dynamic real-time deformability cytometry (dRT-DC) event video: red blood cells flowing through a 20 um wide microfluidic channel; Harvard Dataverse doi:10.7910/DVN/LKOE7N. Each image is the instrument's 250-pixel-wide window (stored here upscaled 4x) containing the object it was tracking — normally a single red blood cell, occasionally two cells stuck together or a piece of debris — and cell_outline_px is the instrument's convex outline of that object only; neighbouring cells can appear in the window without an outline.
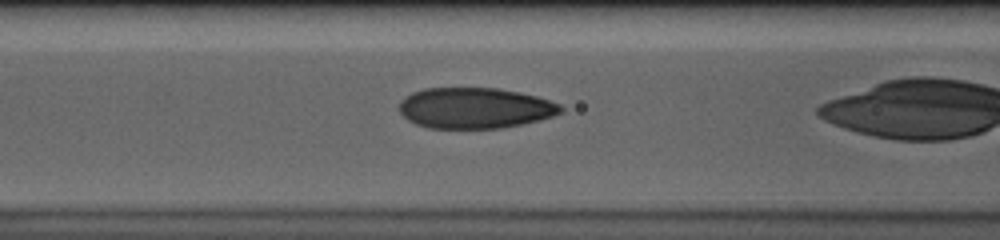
{"species": "human", "species_latin": "Homo sapiens", "temperature_condition": "cold", "stored_images_in_passage": 41, "camera_frame_rate_fps": 3000, "um_per_image_px": 0.085, "donor": {"sex": "male"}, "frame": {"image": 1, "passage_image": 20, "time_ms": 6.333, "image_size_px": [1000, 240], "cell_outline_px": [[564, 108], [560, 112], [552, 116], [540, 120], [500, 128], [428, 128], [416, 124], [408, 120], [400, 112], [400, 100], [412, 92], [424, 88], [496, 88], [520, 92], [536, 96], [560, 104]], "centroid_in_image_um": [40.35, 9.18], "position_along_channel_um": 126.2, "area_um2": 38.32}}
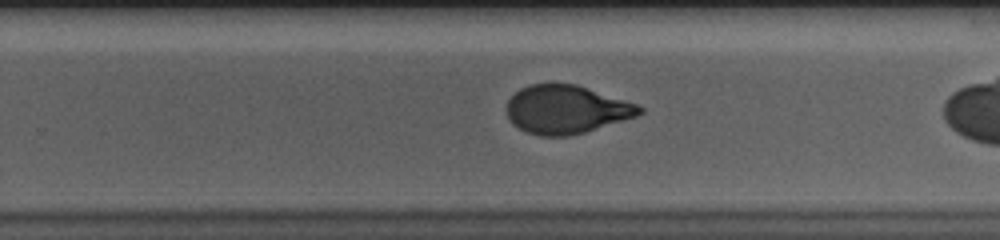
{"frame": {"image": 2, "passage_image": 33, "time_ms": 10.667, "image_size_px": [1000, 240], "cell_outline_px": [[644, 112], [636, 116], [584, 132], [568, 136], [540, 136], [528, 132], [512, 124], [508, 120], [508, 100], [520, 88], [528, 84], [576, 84], [636, 104], [644, 108]], "centroid_in_image_um": [48.11, 9.31], "position_along_channel_um": 281.7, "area_um2": 36.99}}
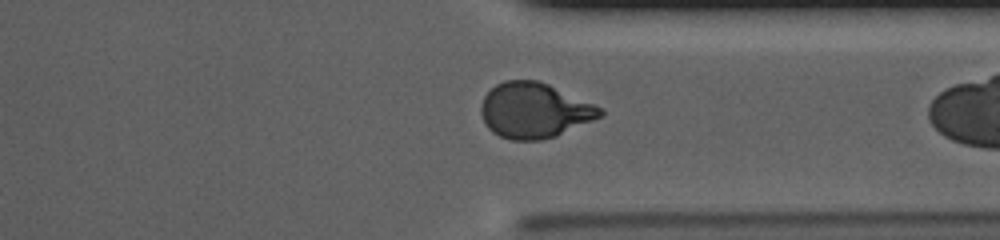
{"frame": {"image": 3, "passage_image": 40, "time_ms": 13.0, "image_size_px": [1000, 240], "cell_outline_px": [[604, 116], [556, 136], [540, 140], [512, 140], [500, 136], [492, 132], [484, 124], [480, 112], [480, 108], [484, 96], [496, 84], [504, 80], [536, 80], [548, 84], [604, 108]], "centroid_in_image_um": [45.43, 9.39], "position_along_channel_um": 366.0, "area_um2": 38.55}}